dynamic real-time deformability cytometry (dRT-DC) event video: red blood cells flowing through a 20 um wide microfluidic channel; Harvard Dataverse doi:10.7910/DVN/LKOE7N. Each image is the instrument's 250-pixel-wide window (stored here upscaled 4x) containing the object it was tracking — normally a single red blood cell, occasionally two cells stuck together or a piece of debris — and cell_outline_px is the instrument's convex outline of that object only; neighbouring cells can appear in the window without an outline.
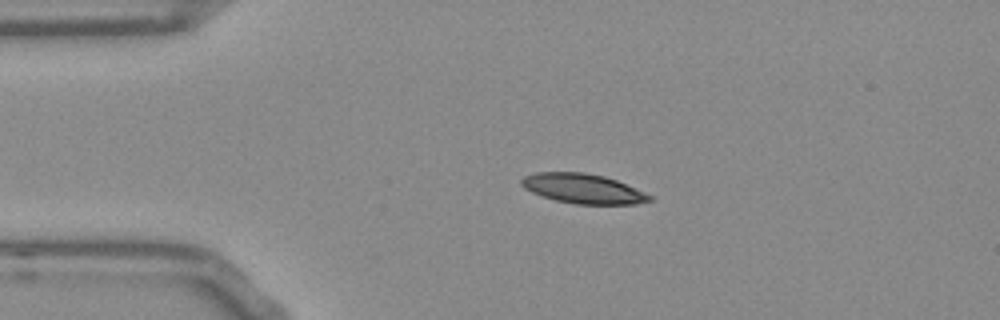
{"species": "Egyptian fruit bat (a non-hibernating species)", "species_latin": "Rousettus aegyptiacus", "temperature_condition": "room temperature", "stored_images_in_passage": 43, "camera_frame_rate_fps": 3000, "um_per_image_px": 0.085, "frame": {"image": 1, "passage_image": 1, "time_ms": 0.0, "image_size_px": [1000, 320], "cell_outline_px": [[652, 200], [636, 204], [576, 204], [556, 200], [532, 192], [524, 188], [520, 184], [520, 180], [524, 176], [536, 172], [584, 172], [604, 176], [616, 180], [652, 196]], "centroid_in_image_um": [49.53, 16.02], "position_along_channel_um": 35.5, "area_um2": 21.96}}
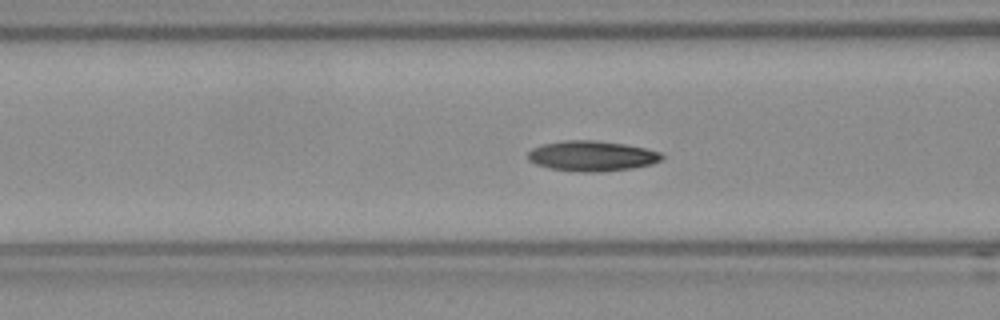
{"frame": {"image": 2, "passage_image": 10, "time_ms": 3.0, "image_size_px": [1000, 320], "cell_outline_px": [[664, 156], [660, 160], [652, 164], [632, 168], [600, 172], [580, 172], [548, 168], [536, 164], [528, 160], [528, 152], [532, 148], [544, 144], [564, 140], [592, 140], [624, 144], [644, 148], [660, 152]], "centroid_in_image_um": [50.29, 13.26], "position_along_channel_um": 116.3, "area_um2": 23.58}}
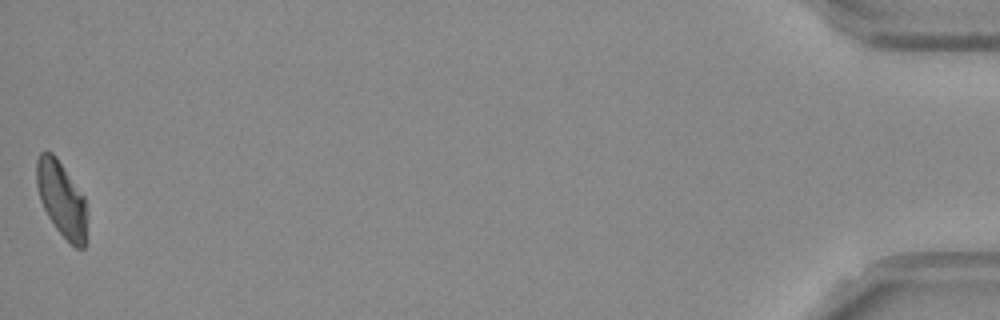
{"frame": {"image": 3, "passage_image": 43, "time_ms": 14.0, "image_size_px": [1000, 320], "cell_outline_px": [[84, 248], [76, 248], [56, 228], [48, 216], [40, 200], [36, 184], [36, 160], [40, 152], [52, 152], [56, 156], [84, 196]], "centroid_in_image_um": [5.17, 16.85], "position_along_channel_um": 430.0, "area_um2": 21.39}, "authors_computed_cell_mechanics": {"area_um2": 22.4264, "velocity_mm_per_s": 3.7784, "shape_relaxation_time_tau1_ms": 8.2083, "shape_relaxation_time_tau2_ms": 4.1156, "deformation_change_tau1": 0.2023, "deformation_change_tau2": 0.0801}}